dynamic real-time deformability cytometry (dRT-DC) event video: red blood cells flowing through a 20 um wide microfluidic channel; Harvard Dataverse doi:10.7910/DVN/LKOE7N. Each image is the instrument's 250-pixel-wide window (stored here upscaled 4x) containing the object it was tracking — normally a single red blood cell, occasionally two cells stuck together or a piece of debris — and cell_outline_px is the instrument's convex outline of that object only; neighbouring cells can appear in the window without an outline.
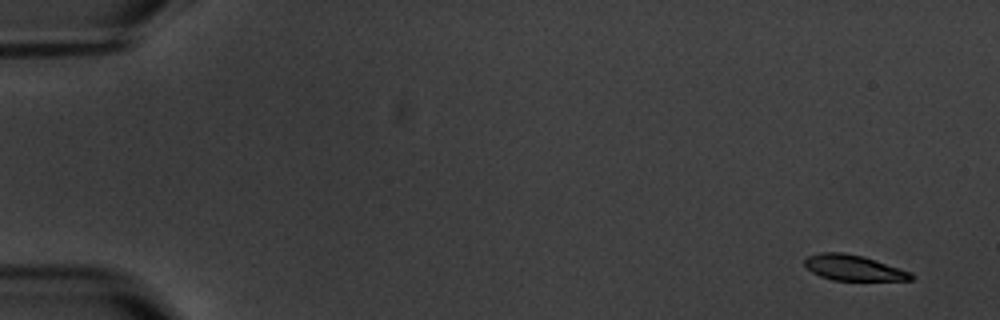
{"species": "common noctule bat (a hibernating species)", "species_latin": "Nyctalus noctula", "temperature_condition": "warm", "stored_images_in_passage": 5, "camera_frame_rate_fps": 3000, "um_per_image_px": 0.085, "animal": {"sex": "male", "body_mass_g": 20.1, "forearm_length_mm": 53.5}, "frame": {"image": 1, "passage_image": 1, "time_ms": 0.0, "image_size_px": [1000, 320], "cell_outline_px": [[916, 276], [912, 280], [832, 280], [820, 276], [812, 272], [804, 264], [804, 260], [808, 256], [820, 252], [844, 252], [864, 256], [912, 272]], "centroid_in_image_um": [72.57, 22.75], "position_along_channel_um": 12.4, "area_um2": 15.95}}
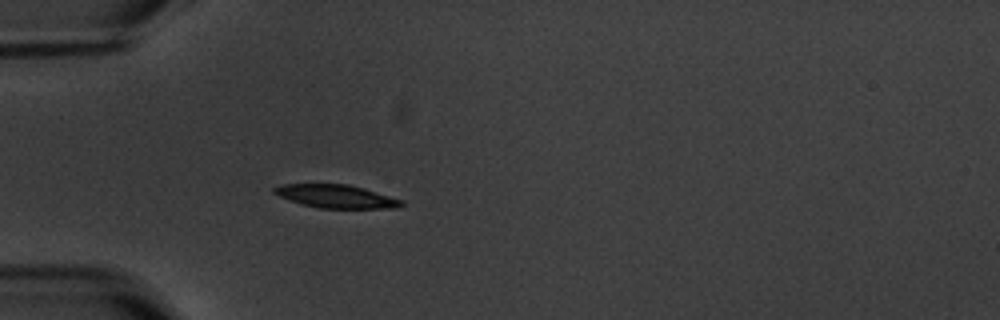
{"frame": {"image": 2, "passage_image": 5, "time_ms": 5.0, "image_size_px": [1000, 320], "cell_outline_px": [[404, 204], [400, 208], [320, 208], [300, 204], [280, 196], [272, 192], [272, 188], [280, 184], [348, 184], [364, 188], [404, 200]], "centroid_in_image_um": [28.59, 16.69], "position_along_channel_um": 56.4, "area_um2": 17.34}}